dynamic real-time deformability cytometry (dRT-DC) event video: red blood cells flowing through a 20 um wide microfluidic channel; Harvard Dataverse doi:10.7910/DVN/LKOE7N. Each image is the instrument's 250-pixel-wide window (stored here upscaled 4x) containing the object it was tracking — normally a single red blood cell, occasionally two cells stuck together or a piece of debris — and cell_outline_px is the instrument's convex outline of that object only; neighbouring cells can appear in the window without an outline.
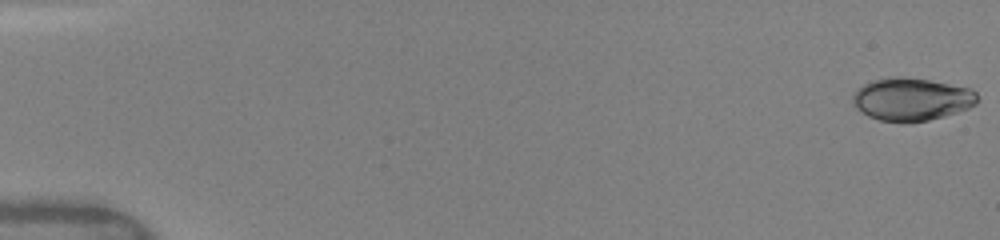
{"species": "human", "species_latin": "Homo sapiens", "temperature_condition": "warm", "stored_images_in_passage": 20, "camera_frame_rate_fps": 3000, "um_per_image_px": 0.085, "donor": {"sex": "female"}, "frame": {"image": 1, "passage_image": 1, "time_ms": 0.0, "image_size_px": [1000, 240], "cell_outline_px": [[976, 104], [968, 108], [944, 116], [928, 120], [908, 124], [880, 120], [868, 116], [856, 108], [852, 100], [852, 92], [856, 88], [872, 80], [888, 76], [900, 76], [928, 80], [972, 88], [976, 92]], "centroid_in_image_um": [77.43, 8.44], "position_along_channel_um": 7.6, "area_um2": 31.44}}
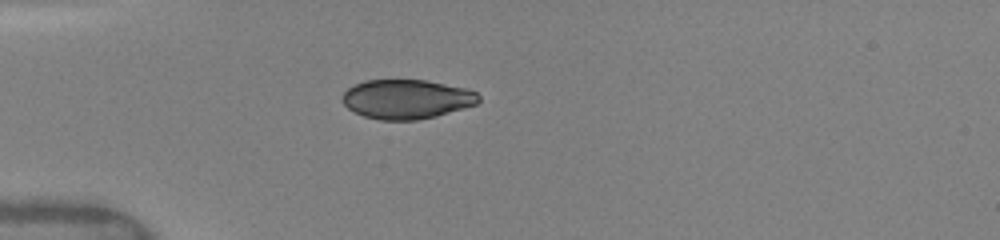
{"frame": {"image": 2, "passage_image": 14, "time_ms": 4.667, "image_size_px": [1000, 240], "cell_outline_px": [[480, 100], [476, 104], [464, 108], [436, 116], [416, 120], [380, 120], [364, 116], [348, 108], [340, 100], [344, 92], [348, 88], [364, 80], [424, 80], [468, 88], [476, 92], [480, 96]], "centroid_in_image_um": [34.57, 8.42], "position_along_channel_um": 50.4, "area_um2": 31.27}}
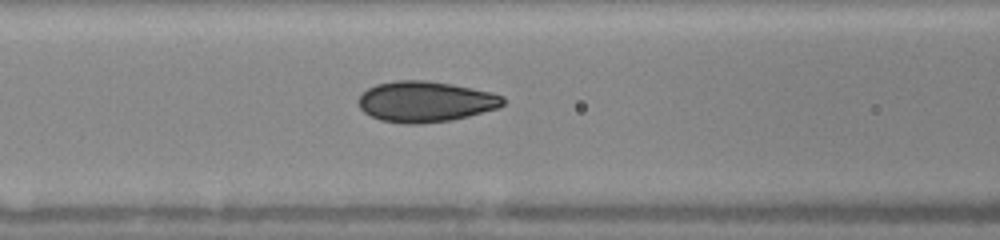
{"frame": {"image": 3, "passage_image": 20, "time_ms": 7.0, "image_size_px": [1000, 240], "cell_outline_px": [[504, 104], [496, 108], [468, 116], [452, 120], [420, 124], [404, 124], [380, 120], [364, 112], [360, 108], [360, 96], [368, 88], [376, 84], [396, 80], [428, 80], [452, 84], [492, 92], [504, 96]], "centroid_in_image_um": [36.17, 8.63], "position_along_channel_um": 130.4, "area_um2": 34.28}}